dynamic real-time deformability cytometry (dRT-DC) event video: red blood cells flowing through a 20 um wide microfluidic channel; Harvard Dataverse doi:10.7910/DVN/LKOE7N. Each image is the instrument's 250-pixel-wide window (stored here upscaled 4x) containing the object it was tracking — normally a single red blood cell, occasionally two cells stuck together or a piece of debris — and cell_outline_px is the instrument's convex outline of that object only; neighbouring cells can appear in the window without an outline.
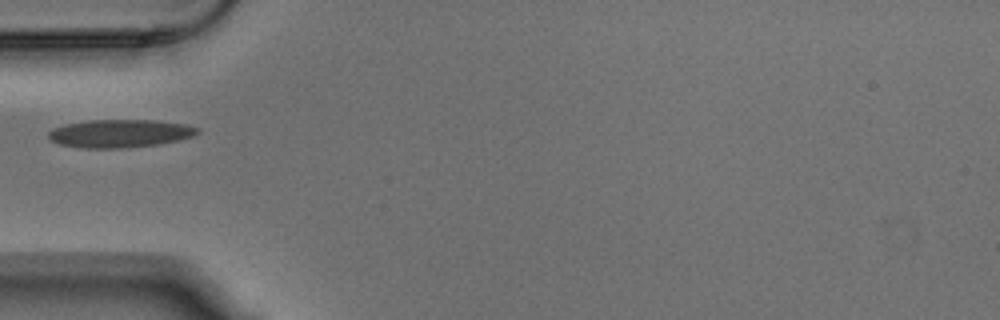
{"species": "Egyptian fruit bat (a non-hibernating species)", "species_latin": "Rousettus aegyptiacus", "temperature_condition": "warm", "stored_images_in_passage": 5, "camera_frame_rate_fps": 3000, "um_per_image_px": 0.085, "animal": {"sex": "male"}, "frame": {"image": 1, "passage_image": 2, "time_ms": 0.333, "image_size_px": [1000, 320], "cell_outline_px": [[200, 132], [192, 136], [160, 144], [124, 148], [84, 148], [60, 144], [48, 140], [48, 132], [52, 128], [64, 124], [88, 120], [156, 120], [188, 124], [200, 128]], "centroid_in_image_um": [10.18, 11.33], "position_along_channel_um": 74.8, "area_um2": 24.57}}
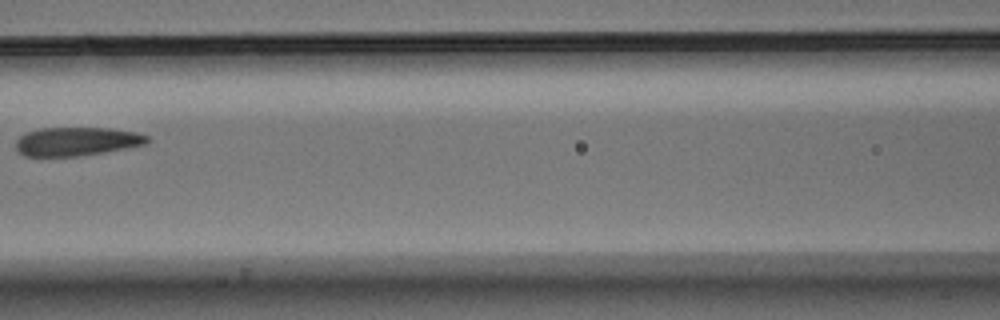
{"frame": {"image": 2, "passage_image": 4, "time_ms": 1.0, "image_size_px": [1000, 320], "cell_outline_px": [[148, 144], [104, 152], [76, 156], [24, 156], [16, 152], [16, 140], [20, 136], [28, 132], [40, 128], [108, 128], [136, 132], [148, 136]], "centroid_in_image_um": [6.5, 12.02], "position_along_channel_um": 160.1, "area_um2": 21.91}}
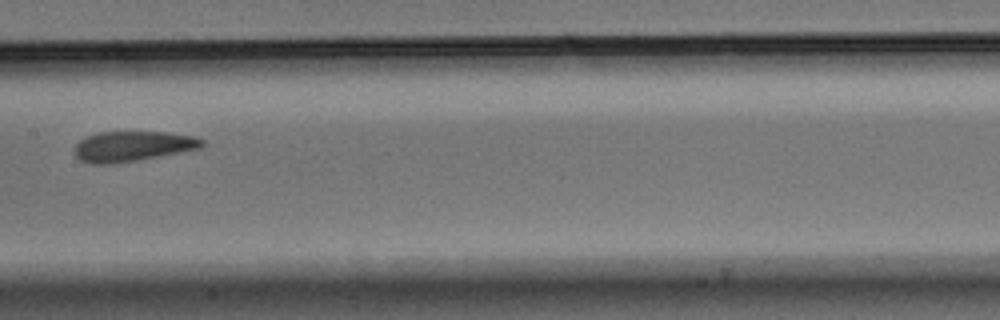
{"frame": {"image": 3, "passage_image": 5, "time_ms": 1.333, "image_size_px": [1000, 320], "cell_outline_px": [[204, 144], [200, 148], [136, 160], [112, 164], [92, 164], [80, 160], [76, 156], [76, 144], [84, 136], [96, 132], [168, 132], [196, 136], [204, 140]], "centroid_in_image_um": [11.26, 12.42], "position_along_channel_um": 196.1, "area_um2": 22.37}}